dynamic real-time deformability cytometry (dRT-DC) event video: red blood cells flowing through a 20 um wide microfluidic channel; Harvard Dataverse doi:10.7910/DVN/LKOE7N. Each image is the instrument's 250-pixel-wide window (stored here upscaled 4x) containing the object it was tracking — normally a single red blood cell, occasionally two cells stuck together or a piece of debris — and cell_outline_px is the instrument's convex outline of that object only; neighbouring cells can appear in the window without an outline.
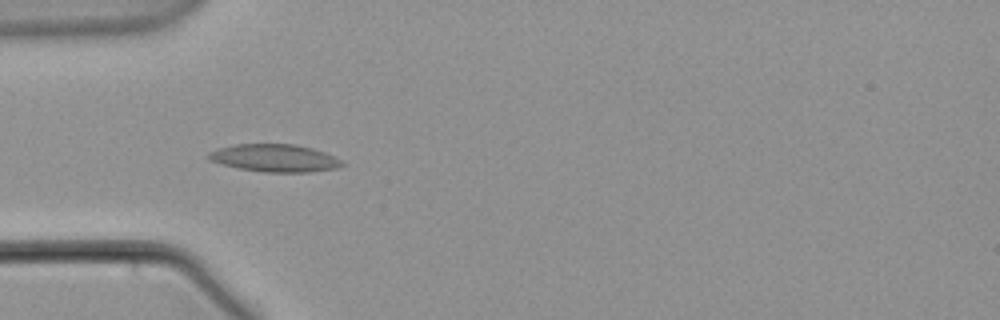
{"species": "common noctule bat (a hibernating species)", "species_latin": "Nyctalus noctula", "temperature_condition": "warm", "stored_images_in_passage": 61, "camera_frame_rate_fps": 3000, "um_per_image_px": 0.085, "animal": {"sex": "male", "body_mass_g": 21.5, "forearm_length_mm": 52.0}, "frame": {"image": 1, "passage_image": 20, "time_ms": 6.333, "image_size_px": [1000, 320], "cell_outline_px": [[344, 164], [340, 168], [308, 172], [264, 172], [240, 168], [220, 164], [208, 160], [204, 156], [208, 152], [216, 148], [236, 144], [296, 144], [312, 148], [324, 152], [344, 160]], "centroid_in_image_um": [23.33, 13.43], "position_along_channel_um": 61.7, "area_um2": 21.79}}
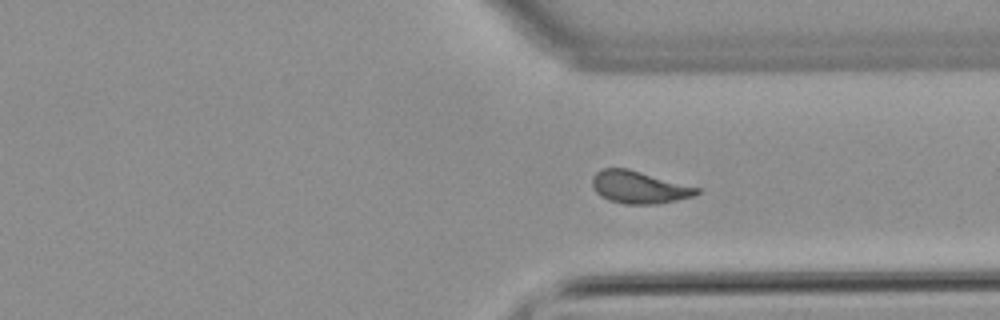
{"frame": {"image": 2, "passage_image": 46, "time_ms": 15.0, "image_size_px": [1000, 320], "cell_outline_px": [[700, 192], [696, 196], [656, 204], [624, 204], [608, 200], [600, 196], [596, 192], [592, 184], [592, 176], [600, 168], [628, 168], [700, 188]], "centroid_in_image_um": [54.31, 15.91], "position_along_channel_um": 357.1, "area_um2": 19.88}}
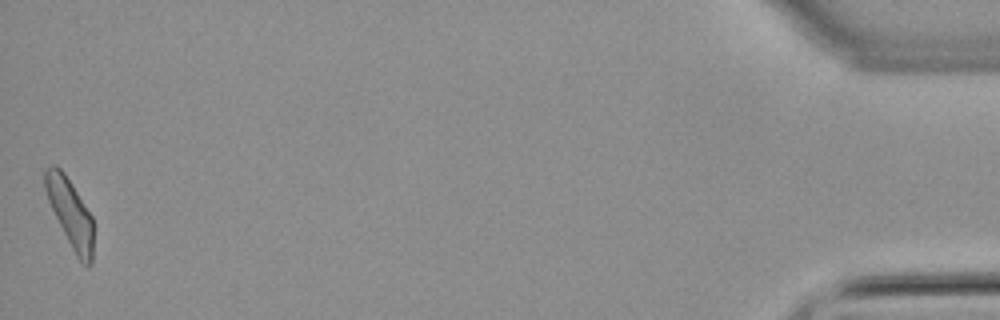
{"frame": {"image": 3, "passage_image": 61, "time_ms": 20.0, "image_size_px": [1000, 320], "cell_outline_px": [[92, 264], [88, 268], [76, 256], [48, 200], [44, 188], [44, 168], [52, 164], [56, 164], [64, 172], [92, 216]], "centroid_in_image_um": [5.95, 18.06], "position_along_channel_um": 429.3, "area_um2": 18.84}}